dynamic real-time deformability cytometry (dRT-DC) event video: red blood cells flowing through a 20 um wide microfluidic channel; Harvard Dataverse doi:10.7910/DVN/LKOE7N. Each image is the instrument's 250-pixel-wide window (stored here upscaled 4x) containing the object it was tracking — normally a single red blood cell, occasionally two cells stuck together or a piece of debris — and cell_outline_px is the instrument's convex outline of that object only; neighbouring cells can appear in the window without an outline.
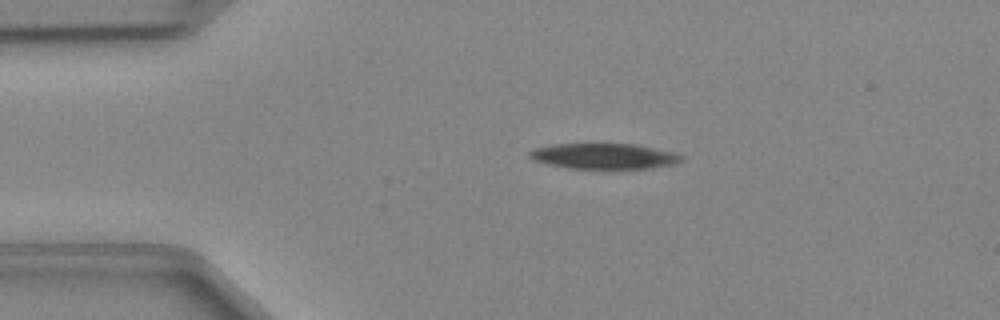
{"species": "Egyptian fruit bat (a non-hibernating species)", "species_latin": "Rousettus aegyptiacus", "temperature_condition": "cold", "stored_images_in_passage": 39, "camera_frame_rate_fps": 3000, "um_per_image_px": 0.085, "animal": {"sex": "female"}, "frame": {"image": 1, "passage_image": 1, "time_ms": 0.0, "image_size_px": [1000, 320], "cell_outline_px": [[684, 156], [680, 160], [672, 164], [648, 168], [568, 168], [548, 164], [532, 160], [528, 156], [528, 152], [532, 148], [552, 144], [636, 144], [672, 152]], "centroid_in_image_um": [51.25, 13.26], "position_along_channel_um": 33.8, "area_um2": 22.43}}
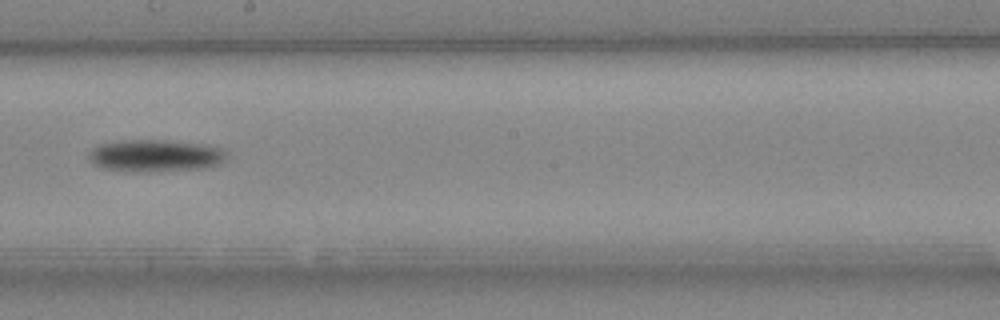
{"frame": {"image": 2, "passage_image": 18, "time_ms": 5.667, "image_size_px": [1000, 320], "cell_outline_px": [[228, 160], [220, 164], [204, 168], [104, 168], [96, 164], [88, 156], [92, 148], [100, 144], [120, 140], [164, 140], [208, 144], [220, 148], [228, 152]], "centroid_in_image_um": [13.33, 13.15], "position_along_channel_um": 234.9, "area_um2": 24.45}}
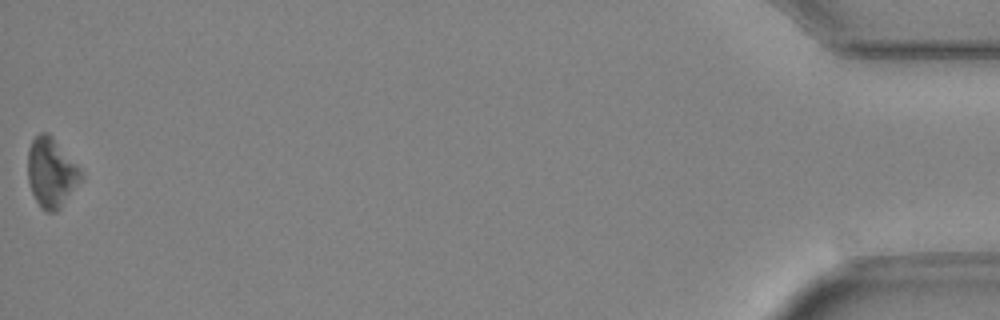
{"frame": {"image": 3, "passage_image": 39, "time_ms": 12.667, "image_size_px": [1000, 320], "cell_outline_px": [[80, 180], [60, 208], [56, 212], [48, 212], [40, 208], [32, 192], [28, 180], [28, 148], [32, 140], [40, 132], [48, 132], [52, 136], [80, 172]], "centroid_in_image_um": [4.29, 14.68], "position_along_channel_um": 430.9, "area_um2": 20.75}}